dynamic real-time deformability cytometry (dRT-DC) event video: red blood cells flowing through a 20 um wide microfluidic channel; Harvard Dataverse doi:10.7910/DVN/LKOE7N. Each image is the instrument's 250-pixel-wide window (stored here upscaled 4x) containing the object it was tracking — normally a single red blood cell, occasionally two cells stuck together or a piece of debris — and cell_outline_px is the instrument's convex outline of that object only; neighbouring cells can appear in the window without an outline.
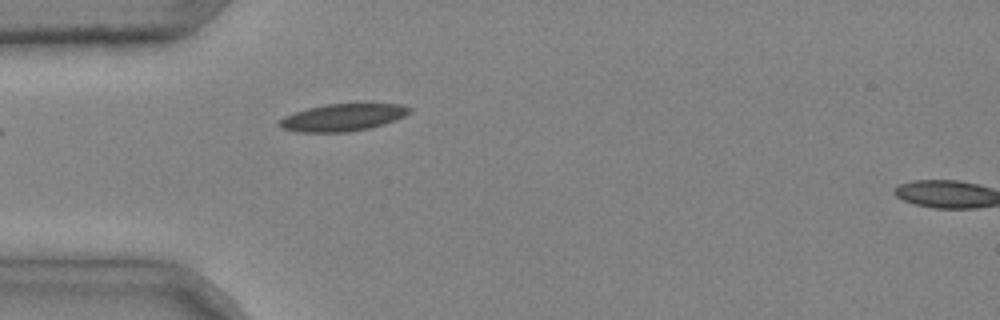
{"species": "common noctule bat (a hibernating species)", "species_latin": "Nyctalus noctula", "temperature_condition": "cold", "stored_images_in_passage": 2, "segment_of_instrument_passage": [1, 2], "camera_frame_rate_fps": 3000, "um_per_image_px": 0.085, "animal": {"sex": "male", "body_mass_g": 20.4}, "frame": {"image": 1, "passage_image": 1, "time_ms": 0.0, "image_size_px": [1000, 320], "cell_outline_px": [[412, 112], [396, 120], [384, 124], [368, 128], [348, 132], [296, 132], [280, 128], [276, 124], [284, 116], [308, 108], [328, 104], [400, 104], [412, 108]], "centroid_in_image_um": [29.12, 9.99], "position_along_channel_um": 55.9, "area_um2": 20.63}}